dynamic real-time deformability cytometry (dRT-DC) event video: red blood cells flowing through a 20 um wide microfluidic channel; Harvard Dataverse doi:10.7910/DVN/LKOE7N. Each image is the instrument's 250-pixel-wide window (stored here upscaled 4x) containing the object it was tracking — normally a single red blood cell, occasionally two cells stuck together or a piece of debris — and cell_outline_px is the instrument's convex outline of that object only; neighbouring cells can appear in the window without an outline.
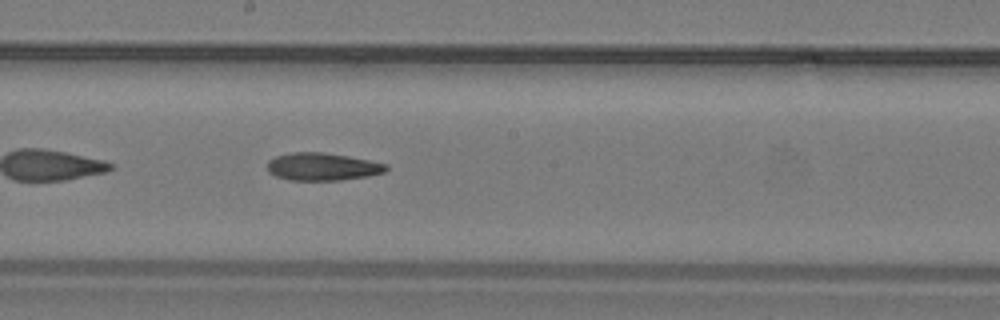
{"species": "common noctule bat (a hibernating species)", "species_latin": "Nyctalus noctula", "temperature_condition": "warm", "stored_images_in_passage": 17, "camera_frame_rate_fps": 3000, "um_per_image_px": 0.085, "animal": {"sex": "male", "body_mass_g": 19.2, "forearm_length_mm": 51.8}, "frame": {"image": 1, "passage_image": 17, "time_ms": 5.333, "image_size_px": [1000, 320], "cell_outline_px": [[388, 168], [384, 172], [368, 176], [340, 180], [288, 180], [276, 176], [268, 172], [268, 160], [276, 156], [292, 152], [324, 152], [348, 156], [388, 164]], "centroid_in_image_um": [27.39, 14.16], "position_along_channel_um": 220.8, "area_um2": 19.13}}